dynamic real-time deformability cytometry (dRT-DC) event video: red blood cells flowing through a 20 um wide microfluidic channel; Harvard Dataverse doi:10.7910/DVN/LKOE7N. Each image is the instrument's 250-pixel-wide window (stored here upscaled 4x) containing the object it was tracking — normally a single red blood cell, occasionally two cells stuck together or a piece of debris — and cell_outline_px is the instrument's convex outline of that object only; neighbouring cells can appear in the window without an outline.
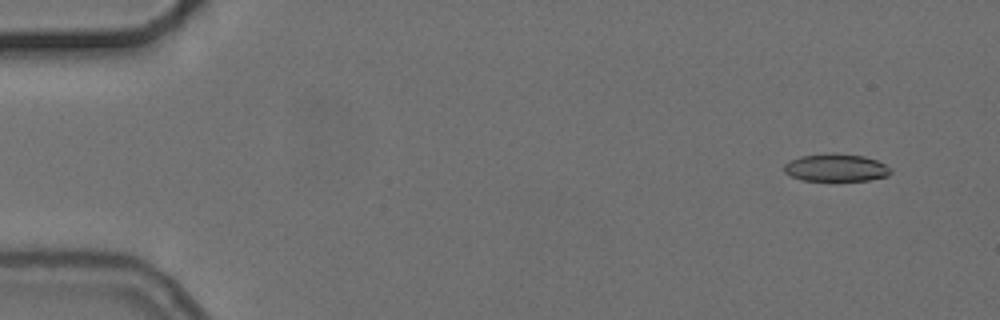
{"species": "common noctule bat (a hibernating species)", "species_latin": "Nyctalus noctula", "temperature_condition": "cold", "stored_images_in_passage": 5, "camera_frame_rate_fps": 3000, "um_per_image_px": 0.085, "animal": {"sex": "female", "body_mass_g": 24.6, "forearm_length_mm": 56.2}, "frame": {"image": 1, "passage_image": 2, "time_ms": 1.0, "image_size_px": [1000, 320], "cell_outline_px": [[892, 172], [888, 176], [868, 180], [800, 180], [784, 172], [784, 164], [788, 160], [800, 156], [836, 152], [864, 156], [876, 160], [892, 168]], "centroid_in_image_um": [71.05, 14.24], "position_along_channel_um": 13.9, "area_um2": 17.28}}
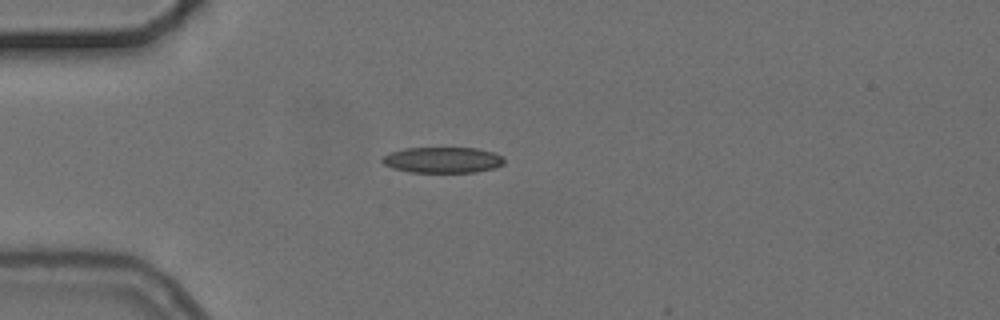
{"frame": {"image": 2, "passage_image": 5, "time_ms": 4.667, "image_size_px": [1000, 320], "cell_outline_px": [[504, 164], [496, 168], [476, 172], [408, 172], [392, 168], [384, 164], [380, 160], [388, 152], [404, 148], [476, 148], [492, 152], [504, 156]], "centroid_in_image_um": [37.62, 13.6], "position_along_channel_um": 47.4, "area_um2": 18.55}}